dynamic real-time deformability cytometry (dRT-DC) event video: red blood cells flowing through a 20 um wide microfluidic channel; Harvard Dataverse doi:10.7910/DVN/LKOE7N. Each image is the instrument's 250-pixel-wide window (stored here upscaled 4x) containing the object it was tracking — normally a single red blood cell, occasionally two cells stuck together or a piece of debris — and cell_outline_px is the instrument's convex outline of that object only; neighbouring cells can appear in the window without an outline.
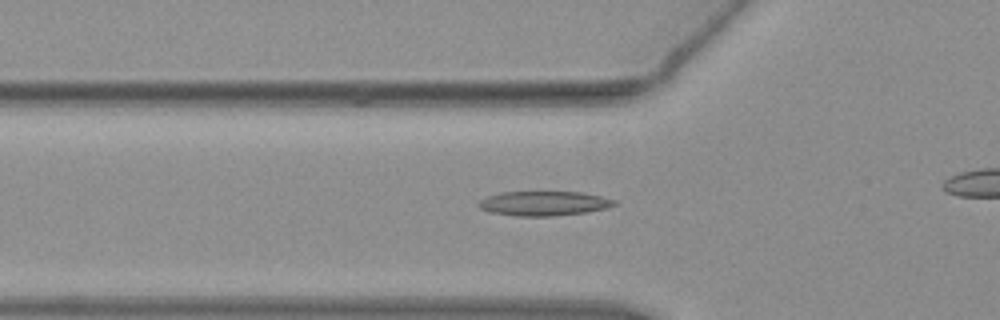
{"species": "common noctule bat (a hibernating species)", "species_latin": "Nyctalus noctula", "temperature_condition": "warm", "stored_images_in_passage": 32, "camera_frame_rate_fps": 3000, "um_per_image_px": 0.085, "animal": {"sex": "female", "body_mass_g": 19.3, "forearm_length_mm": 54.1}, "frame": {"image": 1, "passage_image": 6, "time_ms": 1.667, "image_size_px": [1000, 320], "cell_outline_px": [[616, 204], [604, 208], [588, 212], [556, 216], [516, 216], [488, 212], [480, 208], [476, 204], [480, 200], [488, 196], [500, 192], [580, 192], [600, 196], [616, 200]], "centroid_in_image_um": [46.19, 17.29], "position_along_channel_um": 79.6, "area_um2": 19.42}}
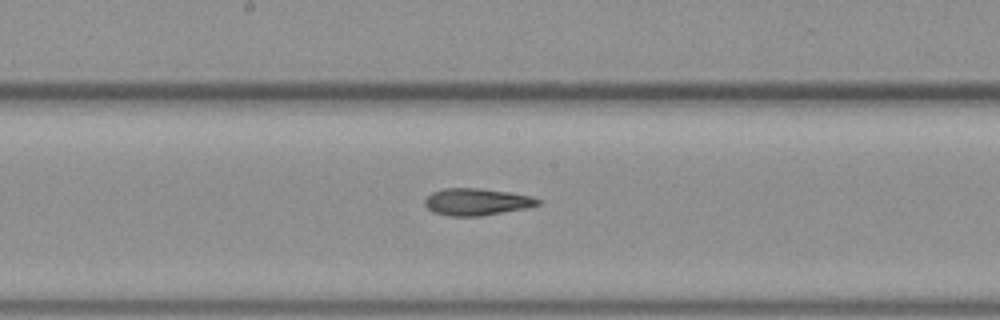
{"frame": {"image": 2, "passage_image": 16, "time_ms": 5.0, "image_size_px": [1000, 320], "cell_outline_px": [[540, 204], [528, 208], [480, 216], [448, 216], [432, 212], [424, 204], [424, 200], [432, 192], [444, 188], [476, 188], [508, 192], [528, 196], [540, 200]], "centroid_in_image_um": [40.48, 17.16], "position_along_channel_um": 207.7, "area_um2": 17.69}}
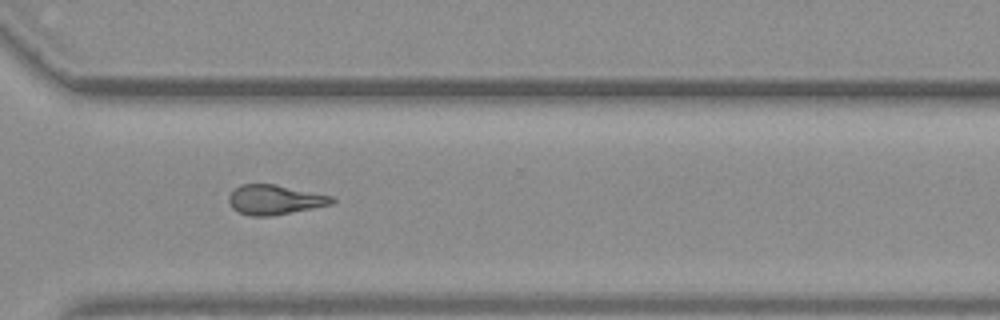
{"frame": {"image": 3, "passage_image": 27, "time_ms": 8.667, "image_size_px": [1000, 320], "cell_outline_px": [[336, 200], [332, 204], [272, 216], [252, 216], [240, 212], [232, 208], [228, 200], [228, 196], [240, 184], [276, 184], [332, 196]], "centroid_in_image_um": [23.35, 16.97], "position_along_channel_um": 347.2, "area_um2": 17.74}}